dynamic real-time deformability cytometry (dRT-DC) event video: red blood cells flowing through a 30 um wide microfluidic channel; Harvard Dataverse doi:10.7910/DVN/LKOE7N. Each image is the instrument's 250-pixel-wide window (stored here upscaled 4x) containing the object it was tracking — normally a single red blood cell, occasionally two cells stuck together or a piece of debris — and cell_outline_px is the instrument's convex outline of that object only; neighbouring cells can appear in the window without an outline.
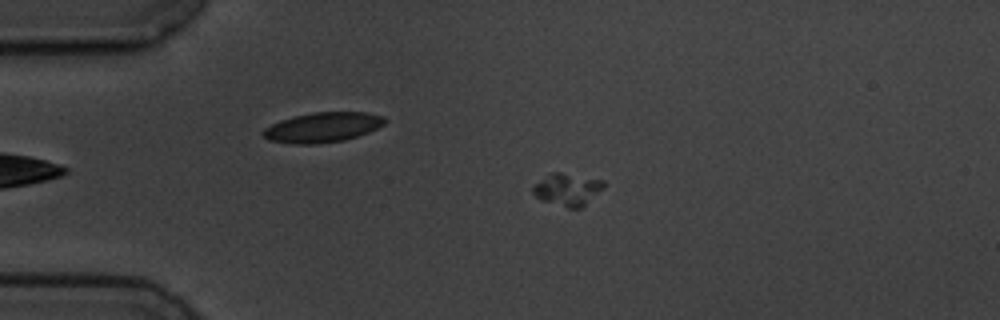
{"species": "common noctule bat (a hibernating species)", "species_latin": "Nyctalus noctula", "temperature_condition": "cold", "stored_images_in_passage": 4, "camera_frame_rate_fps": 3000, "um_per_image_px": 0.085, "animal": {"sex": "male", "body_mass_g": 19.5, "forearm_length_mm": 54.6}, "frame": {"image": 1, "passage_image": 3, "time_ms": 2.333, "image_size_px": [1000, 320], "cell_outline_px": [[604, 188], [580, 208], [568, 208], [540, 200], [532, 192], [532, 188], [536, 184], [552, 172], [560, 172], [604, 180]], "centroid_in_image_um": [48.24, 16.11], "position_along_channel_um": 36.8, "area_um2": 13.12}}